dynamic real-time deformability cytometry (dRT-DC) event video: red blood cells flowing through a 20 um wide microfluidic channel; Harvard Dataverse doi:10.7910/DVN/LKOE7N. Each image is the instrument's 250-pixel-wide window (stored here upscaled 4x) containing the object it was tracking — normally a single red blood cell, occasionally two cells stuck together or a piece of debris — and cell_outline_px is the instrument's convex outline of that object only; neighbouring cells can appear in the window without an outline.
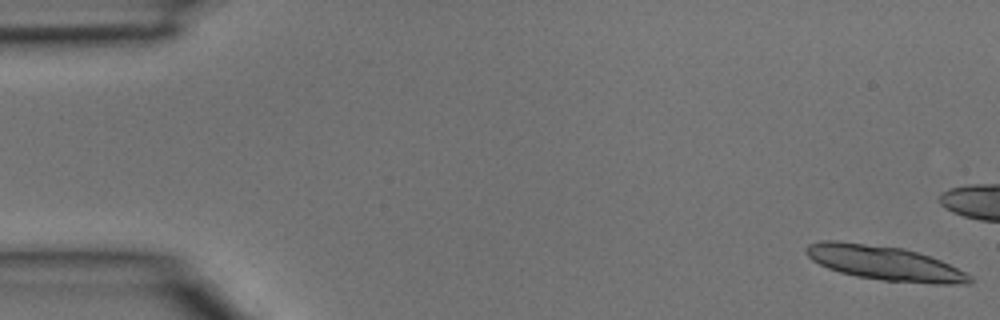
{"species": "common noctule bat (a hibernating species)", "species_latin": "Nyctalus noctula", "temperature_condition": "room temperature", "stored_images_in_passage": 5, "camera_frame_rate_fps": 3000, "um_per_image_px": 0.085, "animal": {"sex": "male", "body_mass_g": 15.6}, "frame": {"image": 1, "passage_image": 1, "time_ms": 0.0, "image_size_px": [1000, 320], "cell_outline_px": [[972, 284], [932, 284], [880, 280], [856, 276], [840, 272], [828, 268], [812, 260], [804, 252], [804, 248], [808, 244], [820, 240], [836, 240], [904, 248], [940, 260], [972, 276]], "centroid_in_image_um": [75.15, 22.36], "position_along_channel_um": 9.8, "area_um2": 32.89}}